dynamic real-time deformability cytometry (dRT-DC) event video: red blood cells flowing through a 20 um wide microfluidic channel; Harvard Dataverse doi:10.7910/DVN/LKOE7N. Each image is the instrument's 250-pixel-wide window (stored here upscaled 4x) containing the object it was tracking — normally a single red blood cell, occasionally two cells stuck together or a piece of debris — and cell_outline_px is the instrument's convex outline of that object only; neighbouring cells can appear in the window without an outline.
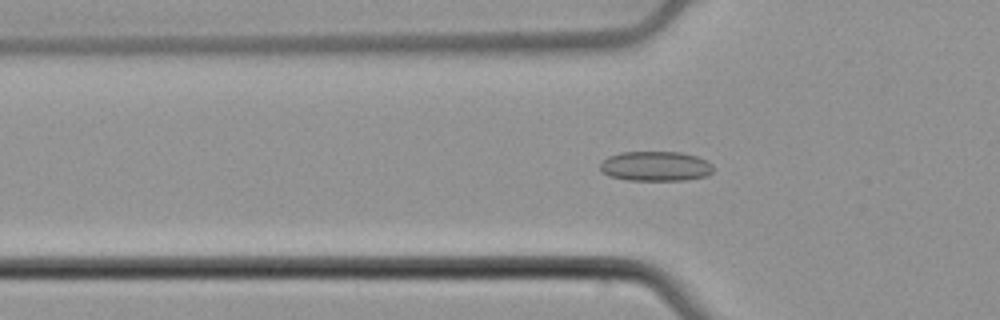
{"species": "common noctule bat (a hibernating species)", "species_latin": "Nyctalus noctula", "temperature_condition": "cold", "stored_images_in_passage": 50, "camera_frame_rate_fps": 3000, "um_per_image_px": 0.085, "animal": {"sex": "male", "body_mass_g": 21.5, "forearm_length_mm": 52.0}, "frame": {"image": 1, "passage_image": 18, "time_ms": 5.667, "image_size_px": [1000, 320], "cell_outline_px": [[712, 172], [708, 176], [684, 180], [628, 180], [608, 176], [600, 172], [600, 164], [608, 156], [620, 152], [680, 152], [696, 156], [712, 164]], "centroid_in_image_um": [55.69, 14.13], "position_along_channel_um": 70.1, "area_um2": 19.71}}
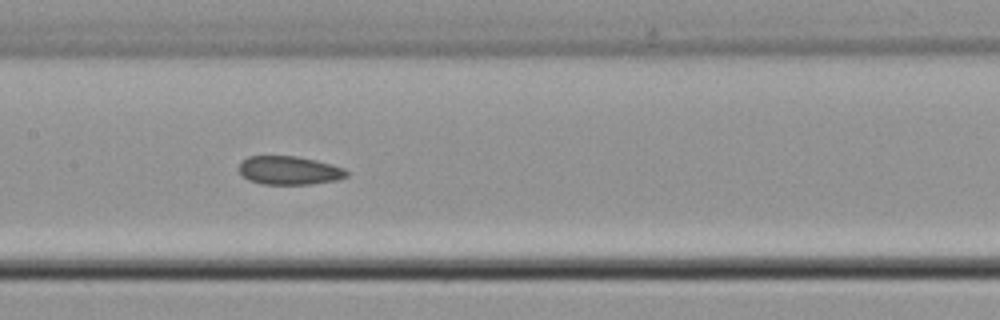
{"frame": {"image": 2, "passage_image": 27, "time_ms": 8.667, "image_size_px": [1000, 320], "cell_outline_px": [[348, 176], [336, 180], [312, 184], [264, 184], [248, 180], [240, 172], [240, 164], [248, 156], [296, 156], [316, 160], [332, 164], [344, 168], [348, 172]], "centroid_in_image_um": [24.62, 14.48], "position_along_channel_um": 182.8, "area_um2": 17.8}}
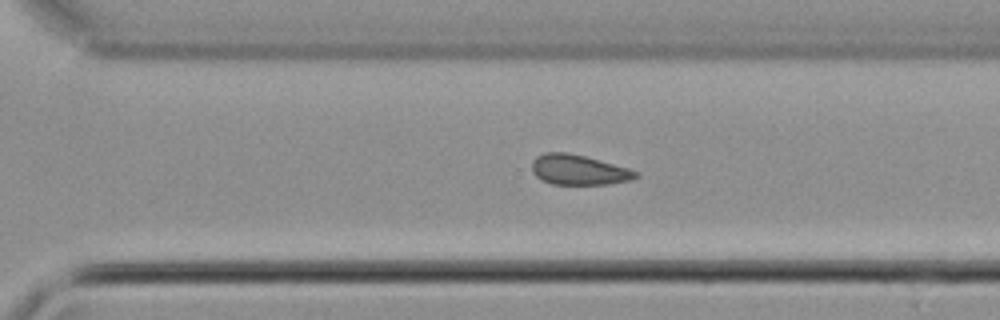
{"frame": {"image": 3, "passage_image": 38, "time_ms": 12.333, "image_size_px": [1000, 320], "cell_outline_px": [[640, 176], [632, 180], [608, 184], [552, 184], [536, 176], [532, 172], [532, 160], [536, 156], [544, 152], [568, 152], [584, 156], [628, 168], [640, 172]], "centroid_in_image_um": [49.2, 14.43], "position_along_channel_um": 321.4, "area_um2": 18.26}}